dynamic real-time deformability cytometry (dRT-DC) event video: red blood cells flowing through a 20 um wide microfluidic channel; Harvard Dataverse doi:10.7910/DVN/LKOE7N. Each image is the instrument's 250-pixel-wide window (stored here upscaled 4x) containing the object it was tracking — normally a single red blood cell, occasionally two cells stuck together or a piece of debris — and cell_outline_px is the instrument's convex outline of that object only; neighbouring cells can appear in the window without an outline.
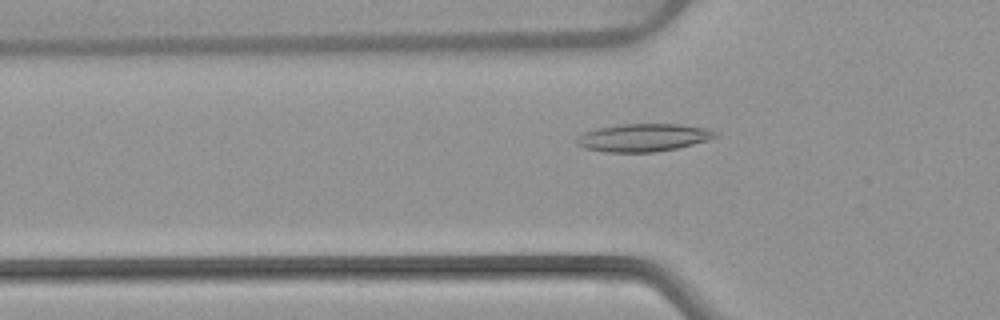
{"species": "common noctule bat (a hibernating species)", "species_latin": "Nyctalus noctula", "temperature_condition": "warm", "stored_images_in_passage": 54, "camera_frame_rate_fps": 3000, "um_per_image_px": 0.085, "animal": {"sex": "female", "body_mass_g": 22.7, "forearm_length_mm": 54.2}, "frame": {"image": 1, "passage_image": 18, "time_ms": 5.667, "image_size_px": [1000, 320], "cell_outline_px": [[720, 136], [708, 140], [676, 148], [656, 152], [604, 152], [584, 148], [576, 144], [576, 136], [584, 132], [596, 128], [620, 124], [680, 124], [708, 128], [720, 132]], "centroid_in_image_um": [54.7, 11.69], "position_along_channel_um": 71.1, "area_um2": 22.77}}
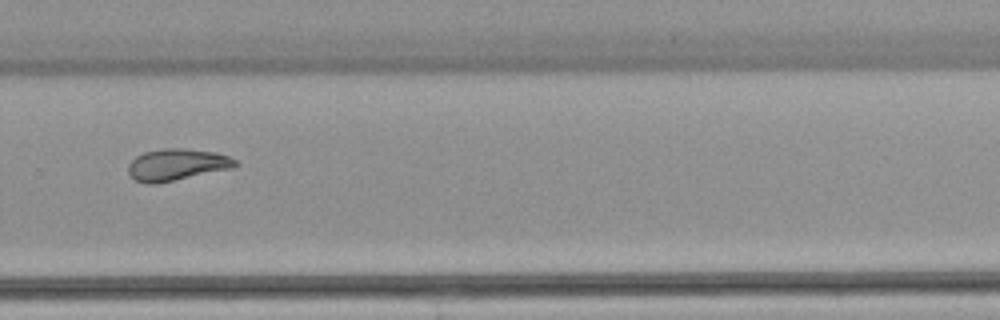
{"frame": {"image": 2, "passage_image": 37, "time_ms": 12.0, "image_size_px": [1000, 320], "cell_outline_px": [[236, 164], [232, 168], [156, 184], [148, 184], [136, 180], [128, 172], [128, 164], [136, 156], [144, 152], [164, 148], [184, 148], [216, 152], [228, 156], [236, 160]], "centroid_in_image_um": [15.01, 13.99], "position_along_channel_um": 314.8, "area_um2": 19.65}}
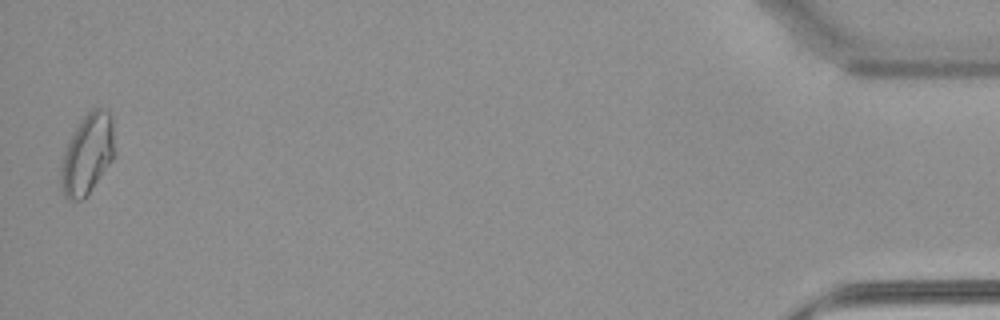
{"frame": {"image": 3, "passage_image": 53, "time_ms": 17.333, "image_size_px": [1000, 320], "cell_outline_px": [[112, 160], [88, 196], [84, 200], [68, 200], [64, 196], [60, 188], [60, 168], [64, 152], [80, 120], [92, 108], [108, 108], [112, 124]], "centroid_in_image_um": [7.39, 13.16], "position_along_channel_um": 427.8, "area_um2": 24.91}, "authors_computed_cell_mechanics": {"area_um2": 21.2415, "velocity_mm_per_s": 3.845, "shape_relaxation_time_tau1_ms": null, "shape_relaxation_time_tau2_ms": 2.7806, "deformation_change_tau1": null, "deformation_change_tau2": 0.0802}}